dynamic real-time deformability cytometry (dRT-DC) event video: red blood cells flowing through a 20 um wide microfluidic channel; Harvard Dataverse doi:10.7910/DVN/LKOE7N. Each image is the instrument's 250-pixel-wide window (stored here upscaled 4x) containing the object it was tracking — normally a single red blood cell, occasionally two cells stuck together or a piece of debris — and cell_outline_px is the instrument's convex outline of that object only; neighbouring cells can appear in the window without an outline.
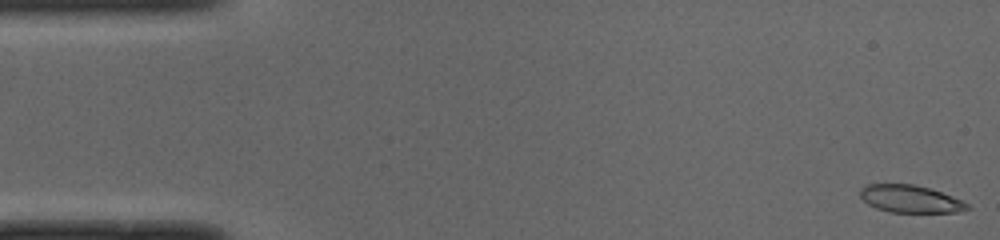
{"species": "common noctule bat (a hibernating species)", "species_latin": "Nyctalus noctula", "temperature_condition": "cold", "stored_images_in_passage": 15, "camera_frame_rate_fps": 3000, "um_per_image_px": 0.085, "animal": {"sex": "male", "body_mass_g": 19.0, "forearm_length_mm": 50.8}, "frame": {"image": 1, "passage_image": 1, "time_ms": 0.0, "image_size_px": [1000, 240], "cell_outline_px": [[972, 208], [956, 212], [888, 212], [876, 208], [868, 204], [860, 196], [860, 188], [864, 184], [912, 184], [928, 188], [952, 196], [968, 204]], "centroid_in_image_um": [77.34, 16.91], "position_along_channel_um": 7.7, "area_um2": 17.05}}
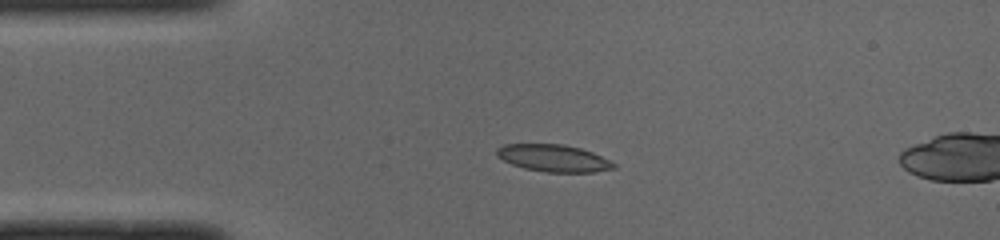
{"frame": {"image": 2, "passage_image": 11, "time_ms": 3.333, "image_size_px": [1000, 240], "cell_outline_px": [[616, 168], [592, 172], [548, 172], [524, 168], [512, 164], [496, 156], [496, 148], [504, 144], [564, 144], [580, 148], [592, 152], [616, 164]], "centroid_in_image_um": [47.03, 13.43], "position_along_channel_um": 38.0, "area_um2": 18.38}}